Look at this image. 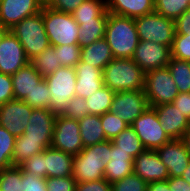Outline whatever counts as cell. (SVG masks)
I'll use <instances>...</instances> for the list:
<instances>
[{
    "label": "cell",
    "instance_id": "obj_43",
    "mask_svg": "<svg viewBox=\"0 0 190 191\" xmlns=\"http://www.w3.org/2000/svg\"><path fill=\"white\" fill-rule=\"evenodd\" d=\"M20 167L30 175L46 178L44 151L40 154L33 155L23 162Z\"/></svg>",
    "mask_w": 190,
    "mask_h": 191
},
{
    "label": "cell",
    "instance_id": "obj_24",
    "mask_svg": "<svg viewBox=\"0 0 190 191\" xmlns=\"http://www.w3.org/2000/svg\"><path fill=\"white\" fill-rule=\"evenodd\" d=\"M11 77L14 99L16 100H23L27 95H30L44 79L30 63L19 69Z\"/></svg>",
    "mask_w": 190,
    "mask_h": 191
},
{
    "label": "cell",
    "instance_id": "obj_29",
    "mask_svg": "<svg viewBox=\"0 0 190 191\" xmlns=\"http://www.w3.org/2000/svg\"><path fill=\"white\" fill-rule=\"evenodd\" d=\"M112 142L125 153H129L134 159L145 150L141 140L131 125L121 131Z\"/></svg>",
    "mask_w": 190,
    "mask_h": 191
},
{
    "label": "cell",
    "instance_id": "obj_56",
    "mask_svg": "<svg viewBox=\"0 0 190 191\" xmlns=\"http://www.w3.org/2000/svg\"><path fill=\"white\" fill-rule=\"evenodd\" d=\"M44 5L49 1V0H40Z\"/></svg>",
    "mask_w": 190,
    "mask_h": 191
},
{
    "label": "cell",
    "instance_id": "obj_31",
    "mask_svg": "<svg viewBox=\"0 0 190 191\" xmlns=\"http://www.w3.org/2000/svg\"><path fill=\"white\" fill-rule=\"evenodd\" d=\"M46 147L41 141L23 140L20 136L15 139L13 165L20 166L33 155L42 153Z\"/></svg>",
    "mask_w": 190,
    "mask_h": 191
},
{
    "label": "cell",
    "instance_id": "obj_16",
    "mask_svg": "<svg viewBox=\"0 0 190 191\" xmlns=\"http://www.w3.org/2000/svg\"><path fill=\"white\" fill-rule=\"evenodd\" d=\"M43 5L40 0H0V26L9 30L24 18L39 13Z\"/></svg>",
    "mask_w": 190,
    "mask_h": 191
},
{
    "label": "cell",
    "instance_id": "obj_50",
    "mask_svg": "<svg viewBox=\"0 0 190 191\" xmlns=\"http://www.w3.org/2000/svg\"><path fill=\"white\" fill-rule=\"evenodd\" d=\"M172 103L190 122V92L179 93Z\"/></svg>",
    "mask_w": 190,
    "mask_h": 191
},
{
    "label": "cell",
    "instance_id": "obj_11",
    "mask_svg": "<svg viewBox=\"0 0 190 191\" xmlns=\"http://www.w3.org/2000/svg\"><path fill=\"white\" fill-rule=\"evenodd\" d=\"M149 107L145 90L119 91L115 93L109 111L132 125Z\"/></svg>",
    "mask_w": 190,
    "mask_h": 191
},
{
    "label": "cell",
    "instance_id": "obj_53",
    "mask_svg": "<svg viewBox=\"0 0 190 191\" xmlns=\"http://www.w3.org/2000/svg\"><path fill=\"white\" fill-rule=\"evenodd\" d=\"M181 140L183 141V143L186 147V150L190 155V125L187 128V130H186L185 134L183 135V137L181 138Z\"/></svg>",
    "mask_w": 190,
    "mask_h": 191
},
{
    "label": "cell",
    "instance_id": "obj_40",
    "mask_svg": "<svg viewBox=\"0 0 190 191\" xmlns=\"http://www.w3.org/2000/svg\"><path fill=\"white\" fill-rule=\"evenodd\" d=\"M147 184L134 172L111 184L112 191H147Z\"/></svg>",
    "mask_w": 190,
    "mask_h": 191
},
{
    "label": "cell",
    "instance_id": "obj_39",
    "mask_svg": "<svg viewBox=\"0 0 190 191\" xmlns=\"http://www.w3.org/2000/svg\"><path fill=\"white\" fill-rule=\"evenodd\" d=\"M60 65L63 67L74 68L81 57V47L79 44L55 46Z\"/></svg>",
    "mask_w": 190,
    "mask_h": 191
},
{
    "label": "cell",
    "instance_id": "obj_52",
    "mask_svg": "<svg viewBox=\"0 0 190 191\" xmlns=\"http://www.w3.org/2000/svg\"><path fill=\"white\" fill-rule=\"evenodd\" d=\"M147 191H173L170 189L167 180L150 182L147 184Z\"/></svg>",
    "mask_w": 190,
    "mask_h": 191
},
{
    "label": "cell",
    "instance_id": "obj_23",
    "mask_svg": "<svg viewBox=\"0 0 190 191\" xmlns=\"http://www.w3.org/2000/svg\"><path fill=\"white\" fill-rule=\"evenodd\" d=\"M46 178L73 175L74 156L52 147L44 150Z\"/></svg>",
    "mask_w": 190,
    "mask_h": 191
},
{
    "label": "cell",
    "instance_id": "obj_15",
    "mask_svg": "<svg viewBox=\"0 0 190 191\" xmlns=\"http://www.w3.org/2000/svg\"><path fill=\"white\" fill-rule=\"evenodd\" d=\"M29 63L18 38L9 30L0 42V72L13 75Z\"/></svg>",
    "mask_w": 190,
    "mask_h": 191
},
{
    "label": "cell",
    "instance_id": "obj_8",
    "mask_svg": "<svg viewBox=\"0 0 190 191\" xmlns=\"http://www.w3.org/2000/svg\"><path fill=\"white\" fill-rule=\"evenodd\" d=\"M144 90L150 107L172 103L179 94L168 67L146 73Z\"/></svg>",
    "mask_w": 190,
    "mask_h": 191
},
{
    "label": "cell",
    "instance_id": "obj_22",
    "mask_svg": "<svg viewBox=\"0 0 190 191\" xmlns=\"http://www.w3.org/2000/svg\"><path fill=\"white\" fill-rule=\"evenodd\" d=\"M107 11L137 18L155 12V0H106Z\"/></svg>",
    "mask_w": 190,
    "mask_h": 191
},
{
    "label": "cell",
    "instance_id": "obj_20",
    "mask_svg": "<svg viewBox=\"0 0 190 191\" xmlns=\"http://www.w3.org/2000/svg\"><path fill=\"white\" fill-rule=\"evenodd\" d=\"M74 68L76 71V96H81L86 99L103 88L102 69L95 68L81 61Z\"/></svg>",
    "mask_w": 190,
    "mask_h": 191
},
{
    "label": "cell",
    "instance_id": "obj_37",
    "mask_svg": "<svg viewBox=\"0 0 190 191\" xmlns=\"http://www.w3.org/2000/svg\"><path fill=\"white\" fill-rule=\"evenodd\" d=\"M23 101L32 108L50 109L51 97L46 80L43 79Z\"/></svg>",
    "mask_w": 190,
    "mask_h": 191
},
{
    "label": "cell",
    "instance_id": "obj_47",
    "mask_svg": "<svg viewBox=\"0 0 190 191\" xmlns=\"http://www.w3.org/2000/svg\"><path fill=\"white\" fill-rule=\"evenodd\" d=\"M85 0H49L45 6L65 13H72Z\"/></svg>",
    "mask_w": 190,
    "mask_h": 191
},
{
    "label": "cell",
    "instance_id": "obj_7",
    "mask_svg": "<svg viewBox=\"0 0 190 191\" xmlns=\"http://www.w3.org/2000/svg\"><path fill=\"white\" fill-rule=\"evenodd\" d=\"M140 41H149L172 47L175 36L174 21L161 14H150L134 18Z\"/></svg>",
    "mask_w": 190,
    "mask_h": 191
},
{
    "label": "cell",
    "instance_id": "obj_45",
    "mask_svg": "<svg viewBox=\"0 0 190 191\" xmlns=\"http://www.w3.org/2000/svg\"><path fill=\"white\" fill-rule=\"evenodd\" d=\"M22 191H47L46 178L24 172L21 168Z\"/></svg>",
    "mask_w": 190,
    "mask_h": 191
},
{
    "label": "cell",
    "instance_id": "obj_26",
    "mask_svg": "<svg viewBox=\"0 0 190 191\" xmlns=\"http://www.w3.org/2000/svg\"><path fill=\"white\" fill-rule=\"evenodd\" d=\"M78 123L84 148L107 140L99 115L84 116Z\"/></svg>",
    "mask_w": 190,
    "mask_h": 191
},
{
    "label": "cell",
    "instance_id": "obj_4",
    "mask_svg": "<svg viewBox=\"0 0 190 191\" xmlns=\"http://www.w3.org/2000/svg\"><path fill=\"white\" fill-rule=\"evenodd\" d=\"M9 31L18 38L29 60L51 45L44 28L43 7L39 13L24 18Z\"/></svg>",
    "mask_w": 190,
    "mask_h": 191
},
{
    "label": "cell",
    "instance_id": "obj_48",
    "mask_svg": "<svg viewBox=\"0 0 190 191\" xmlns=\"http://www.w3.org/2000/svg\"><path fill=\"white\" fill-rule=\"evenodd\" d=\"M76 191H112L111 184L107 182L104 178L77 183Z\"/></svg>",
    "mask_w": 190,
    "mask_h": 191
},
{
    "label": "cell",
    "instance_id": "obj_54",
    "mask_svg": "<svg viewBox=\"0 0 190 191\" xmlns=\"http://www.w3.org/2000/svg\"><path fill=\"white\" fill-rule=\"evenodd\" d=\"M181 177L190 184V163L182 173Z\"/></svg>",
    "mask_w": 190,
    "mask_h": 191
},
{
    "label": "cell",
    "instance_id": "obj_3",
    "mask_svg": "<svg viewBox=\"0 0 190 191\" xmlns=\"http://www.w3.org/2000/svg\"><path fill=\"white\" fill-rule=\"evenodd\" d=\"M104 85L114 92L145 89V73L132 58H113L103 69Z\"/></svg>",
    "mask_w": 190,
    "mask_h": 191
},
{
    "label": "cell",
    "instance_id": "obj_9",
    "mask_svg": "<svg viewBox=\"0 0 190 191\" xmlns=\"http://www.w3.org/2000/svg\"><path fill=\"white\" fill-rule=\"evenodd\" d=\"M145 149L157 150L172 139L161 127L156 111L149 107L131 125Z\"/></svg>",
    "mask_w": 190,
    "mask_h": 191
},
{
    "label": "cell",
    "instance_id": "obj_10",
    "mask_svg": "<svg viewBox=\"0 0 190 191\" xmlns=\"http://www.w3.org/2000/svg\"><path fill=\"white\" fill-rule=\"evenodd\" d=\"M51 147L72 156L79 154L84 145L79 133L78 120L56 115Z\"/></svg>",
    "mask_w": 190,
    "mask_h": 191
},
{
    "label": "cell",
    "instance_id": "obj_19",
    "mask_svg": "<svg viewBox=\"0 0 190 191\" xmlns=\"http://www.w3.org/2000/svg\"><path fill=\"white\" fill-rule=\"evenodd\" d=\"M161 122V127L171 139H181L190 125L188 119L173 103L152 107Z\"/></svg>",
    "mask_w": 190,
    "mask_h": 191
},
{
    "label": "cell",
    "instance_id": "obj_13",
    "mask_svg": "<svg viewBox=\"0 0 190 191\" xmlns=\"http://www.w3.org/2000/svg\"><path fill=\"white\" fill-rule=\"evenodd\" d=\"M132 60L146 74L155 69L167 67L171 60V48L154 42L139 41Z\"/></svg>",
    "mask_w": 190,
    "mask_h": 191
},
{
    "label": "cell",
    "instance_id": "obj_14",
    "mask_svg": "<svg viewBox=\"0 0 190 191\" xmlns=\"http://www.w3.org/2000/svg\"><path fill=\"white\" fill-rule=\"evenodd\" d=\"M33 108L23 100H10L0 106V126L13 136H21L29 123Z\"/></svg>",
    "mask_w": 190,
    "mask_h": 191
},
{
    "label": "cell",
    "instance_id": "obj_36",
    "mask_svg": "<svg viewBox=\"0 0 190 191\" xmlns=\"http://www.w3.org/2000/svg\"><path fill=\"white\" fill-rule=\"evenodd\" d=\"M0 191H22L20 166L0 170Z\"/></svg>",
    "mask_w": 190,
    "mask_h": 191
},
{
    "label": "cell",
    "instance_id": "obj_2",
    "mask_svg": "<svg viewBox=\"0 0 190 191\" xmlns=\"http://www.w3.org/2000/svg\"><path fill=\"white\" fill-rule=\"evenodd\" d=\"M112 140L88 146L74 156L73 177L80 182L95 181L104 178L105 165L110 161Z\"/></svg>",
    "mask_w": 190,
    "mask_h": 191
},
{
    "label": "cell",
    "instance_id": "obj_35",
    "mask_svg": "<svg viewBox=\"0 0 190 191\" xmlns=\"http://www.w3.org/2000/svg\"><path fill=\"white\" fill-rule=\"evenodd\" d=\"M16 137L0 126V170L13 166V151Z\"/></svg>",
    "mask_w": 190,
    "mask_h": 191
},
{
    "label": "cell",
    "instance_id": "obj_30",
    "mask_svg": "<svg viewBox=\"0 0 190 191\" xmlns=\"http://www.w3.org/2000/svg\"><path fill=\"white\" fill-rule=\"evenodd\" d=\"M108 20H88L79 24V45L89 46L105 35Z\"/></svg>",
    "mask_w": 190,
    "mask_h": 191
},
{
    "label": "cell",
    "instance_id": "obj_55",
    "mask_svg": "<svg viewBox=\"0 0 190 191\" xmlns=\"http://www.w3.org/2000/svg\"><path fill=\"white\" fill-rule=\"evenodd\" d=\"M7 31H8V29L2 28V27L0 26V42H1V40H2V38H3V36H4V34H5Z\"/></svg>",
    "mask_w": 190,
    "mask_h": 191
},
{
    "label": "cell",
    "instance_id": "obj_33",
    "mask_svg": "<svg viewBox=\"0 0 190 191\" xmlns=\"http://www.w3.org/2000/svg\"><path fill=\"white\" fill-rule=\"evenodd\" d=\"M115 93L116 92L104 85L103 88L93 93L91 97L86 98V107L90 115L101 116L102 114L108 112Z\"/></svg>",
    "mask_w": 190,
    "mask_h": 191
},
{
    "label": "cell",
    "instance_id": "obj_1",
    "mask_svg": "<svg viewBox=\"0 0 190 191\" xmlns=\"http://www.w3.org/2000/svg\"><path fill=\"white\" fill-rule=\"evenodd\" d=\"M114 58H132L139 44L134 18L108 13L104 35Z\"/></svg>",
    "mask_w": 190,
    "mask_h": 191
},
{
    "label": "cell",
    "instance_id": "obj_38",
    "mask_svg": "<svg viewBox=\"0 0 190 191\" xmlns=\"http://www.w3.org/2000/svg\"><path fill=\"white\" fill-rule=\"evenodd\" d=\"M101 124L107 140H113L128 124L110 111L100 116Z\"/></svg>",
    "mask_w": 190,
    "mask_h": 191
},
{
    "label": "cell",
    "instance_id": "obj_17",
    "mask_svg": "<svg viewBox=\"0 0 190 191\" xmlns=\"http://www.w3.org/2000/svg\"><path fill=\"white\" fill-rule=\"evenodd\" d=\"M170 177H179L190 163V155L181 139H172L156 150Z\"/></svg>",
    "mask_w": 190,
    "mask_h": 191
},
{
    "label": "cell",
    "instance_id": "obj_27",
    "mask_svg": "<svg viewBox=\"0 0 190 191\" xmlns=\"http://www.w3.org/2000/svg\"><path fill=\"white\" fill-rule=\"evenodd\" d=\"M108 13L106 0H85L71 15L79 25L88 20H108Z\"/></svg>",
    "mask_w": 190,
    "mask_h": 191
},
{
    "label": "cell",
    "instance_id": "obj_6",
    "mask_svg": "<svg viewBox=\"0 0 190 191\" xmlns=\"http://www.w3.org/2000/svg\"><path fill=\"white\" fill-rule=\"evenodd\" d=\"M44 79L51 97L50 110L55 115H61L69 100L76 96L75 68L61 66Z\"/></svg>",
    "mask_w": 190,
    "mask_h": 191
},
{
    "label": "cell",
    "instance_id": "obj_49",
    "mask_svg": "<svg viewBox=\"0 0 190 191\" xmlns=\"http://www.w3.org/2000/svg\"><path fill=\"white\" fill-rule=\"evenodd\" d=\"M175 35L190 34V8L182 13L175 21Z\"/></svg>",
    "mask_w": 190,
    "mask_h": 191
},
{
    "label": "cell",
    "instance_id": "obj_46",
    "mask_svg": "<svg viewBox=\"0 0 190 191\" xmlns=\"http://www.w3.org/2000/svg\"><path fill=\"white\" fill-rule=\"evenodd\" d=\"M13 99L12 77L0 72V106Z\"/></svg>",
    "mask_w": 190,
    "mask_h": 191
},
{
    "label": "cell",
    "instance_id": "obj_42",
    "mask_svg": "<svg viewBox=\"0 0 190 191\" xmlns=\"http://www.w3.org/2000/svg\"><path fill=\"white\" fill-rule=\"evenodd\" d=\"M171 57L190 62V34L174 36Z\"/></svg>",
    "mask_w": 190,
    "mask_h": 191
},
{
    "label": "cell",
    "instance_id": "obj_18",
    "mask_svg": "<svg viewBox=\"0 0 190 191\" xmlns=\"http://www.w3.org/2000/svg\"><path fill=\"white\" fill-rule=\"evenodd\" d=\"M133 172L146 183L164 181L170 177L156 150L145 149L141 152L134 159Z\"/></svg>",
    "mask_w": 190,
    "mask_h": 191
},
{
    "label": "cell",
    "instance_id": "obj_41",
    "mask_svg": "<svg viewBox=\"0 0 190 191\" xmlns=\"http://www.w3.org/2000/svg\"><path fill=\"white\" fill-rule=\"evenodd\" d=\"M86 106L87 103L83 97L74 96L72 99L69 100L61 115L79 121L84 116L90 115Z\"/></svg>",
    "mask_w": 190,
    "mask_h": 191
},
{
    "label": "cell",
    "instance_id": "obj_12",
    "mask_svg": "<svg viewBox=\"0 0 190 191\" xmlns=\"http://www.w3.org/2000/svg\"><path fill=\"white\" fill-rule=\"evenodd\" d=\"M56 115L50 109L33 108L29 123L20 136L23 140L41 141L51 147Z\"/></svg>",
    "mask_w": 190,
    "mask_h": 191
},
{
    "label": "cell",
    "instance_id": "obj_44",
    "mask_svg": "<svg viewBox=\"0 0 190 191\" xmlns=\"http://www.w3.org/2000/svg\"><path fill=\"white\" fill-rule=\"evenodd\" d=\"M76 186L73 176L46 178L47 191H76Z\"/></svg>",
    "mask_w": 190,
    "mask_h": 191
},
{
    "label": "cell",
    "instance_id": "obj_32",
    "mask_svg": "<svg viewBox=\"0 0 190 191\" xmlns=\"http://www.w3.org/2000/svg\"><path fill=\"white\" fill-rule=\"evenodd\" d=\"M179 93L190 92V62L172 58L167 65Z\"/></svg>",
    "mask_w": 190,
    "mask_h": 191
},
{
    "label": "cell",
    "instance_id": "obj_5",
    "mask_svg": "<svg viewBox=\"0 0 190 191\" xmlns=\"http://www.w3.org/2000/svg\"><path fill=\"white\" fill-rule=\"evenodd\" d=\"M46 34L52 46L79 44V25L71 13L59 12L43 5Z\"/></svg>",
    "mask_w": 190,
    "mask_h": 191
},
{
    "label": "cell",
    "instance_id": "obj_25",
    "mask_svg": "<svg viewBox=\"0 0 190 191\" xmlns=\"http://www.w3.org/2000/svg\"><path fill=\"white\" fill-rule=\"evenodd\" d=\"M113 58L111 48L104 37L89 46L81 47L80 61L95 68L103 70Z\"/></svg>",
    "mask_w": 190,
    "mask_h": 191
},
{
    "label": "cell",
    "instance_id": "obj_28",
    "mask_svg": "<svg viewBox=\"0 0 190 191\" xmlns=\"http://www.w3.org/2000/svg\"><path fill=\"white\" fill-rule=\"evenodd\" d=\"M29 63L36 69V72L42 77L53 74L60 65V60L57 57V50L54 46H48L39 55H35L29 60Z\"/></svg>",
    "mask_w": 190,
    "mask_h": 191
},
{
    "label": "cell",
    "instance_id": "obj_21",
    "mask_svg": "<svg viewBox=\"0 0 190 191\" xmlns=\"http://www.w3.org/2000/svg\"><path fill=\"white\" fill-rule=\"evenodd\" d=\"M110 161L105 165L104 179L110 184L133 173L134 158L121 150L112 142Z\"/></svg>",
    "mask_w": 190,
    "mask_h": 191
},
{
    "label": "cell",
    "instance_id": "obj_34",
    "mask_svg": "<svg viewBox=\"0 0 190 191\" xmlns=\"http://www.w3.org/2000/svg\"><path fill=\"white\" fill-rule=\"evenodd\" d=\"M189 8V0H155V12L175 21Z\"/></svg>",
    "mask_w": 190,
    "mask_h": 191
},
{
    "label": "cell",
    "instance_id": "obj_51",
    "mask_svg": "<svg viewBox=\"0 0 190 191\" xmlns=\"http://www.w3.org/2000/svg\"><path fill=\"white\" fill-rule=\"evenodd\" d=\"M169 187L173 191H190V184L185 181L181 176L169 177L167 179Z\"/></svg>",
    "mask_w": 190,
    "mask_h": 191
}]
</instances>
